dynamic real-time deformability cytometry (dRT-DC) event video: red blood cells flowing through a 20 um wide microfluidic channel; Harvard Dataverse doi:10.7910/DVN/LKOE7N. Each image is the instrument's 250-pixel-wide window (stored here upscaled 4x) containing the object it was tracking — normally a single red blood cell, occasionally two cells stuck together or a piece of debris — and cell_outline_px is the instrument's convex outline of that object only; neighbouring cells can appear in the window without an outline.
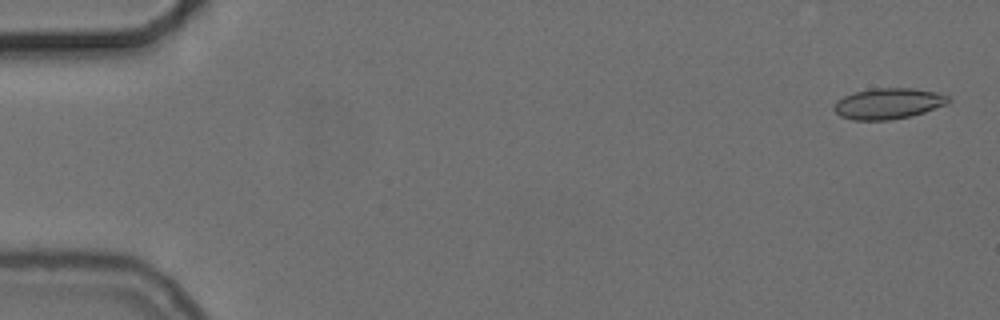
{"species": "common noctule bat (a hibernating species)", "species_latin": "Nyctalus noctula", "temperature_condition": "cold", "stored_images_in_passage": 4, "camera_frame_rate_fps": 3000, "um_per_image_px": 0.085, "animal": {"sex": "female", "body_mass_g": 24.6, "forearm_length_mm": 56.2}, "frame": {"image": 1, "passage_image": 2, "time_ms": 0.333, "image_size_px": [1000, 320], "cell_outline_px": [[952, 100], [948, 104], [912, 116], [892, 120], [852, 120], [840, 116], [832, 108], [836, 100], [844, 96], [856, 92], [872, 88], [912, 88], [936, 92], [948, 96]], "centroid_in_image_um": [75.5, 8.81], "position_along_channel_um": 9.5, "area_um2": 20.75}}